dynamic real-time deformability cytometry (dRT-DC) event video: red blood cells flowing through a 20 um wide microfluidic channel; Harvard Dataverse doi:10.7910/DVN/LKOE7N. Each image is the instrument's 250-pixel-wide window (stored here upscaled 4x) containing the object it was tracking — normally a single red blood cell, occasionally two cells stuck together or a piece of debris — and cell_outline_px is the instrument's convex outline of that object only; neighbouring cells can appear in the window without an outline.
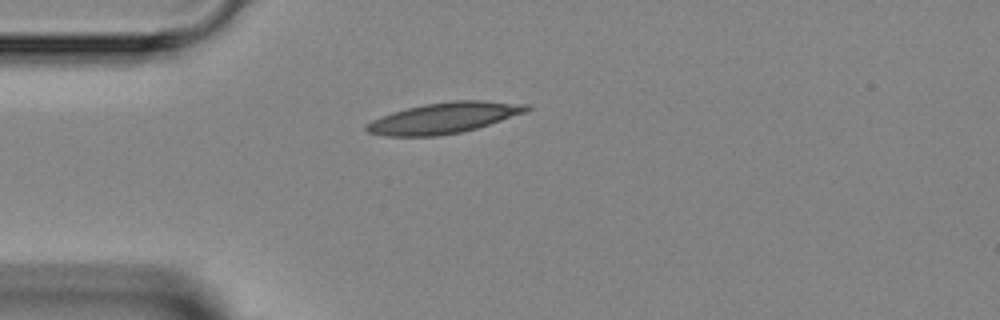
{"species": "Egyptian fruit bat (a non-hibernating species)", "species_latin": "Rousettus aegyptiacus", "temperature_condition": "room temperature", "stored_images_in_passage": 1, "camera_frame_rate_fps": 3000, "um_per_image_px": 0.085, "animal": {"sex": "female"}, "frame": {"image": 1, "passage_image": 1, "time_ms": 0.0, "image_size_px": [1000, 320], "cell_outline_px": [[532, 108], [524, 112], [476, 128], [460, 132], [440, 136], [384, 136], [368, 132], [364, 128], [364, 124], [372, 120], [392, 112], [424, 104], [452, 100], [484, 100], [528, 104]], "centroid_in_image_um": [37.69, 10.02], "position_along_channel_um": 47.3, "area_um2": 28.61}}